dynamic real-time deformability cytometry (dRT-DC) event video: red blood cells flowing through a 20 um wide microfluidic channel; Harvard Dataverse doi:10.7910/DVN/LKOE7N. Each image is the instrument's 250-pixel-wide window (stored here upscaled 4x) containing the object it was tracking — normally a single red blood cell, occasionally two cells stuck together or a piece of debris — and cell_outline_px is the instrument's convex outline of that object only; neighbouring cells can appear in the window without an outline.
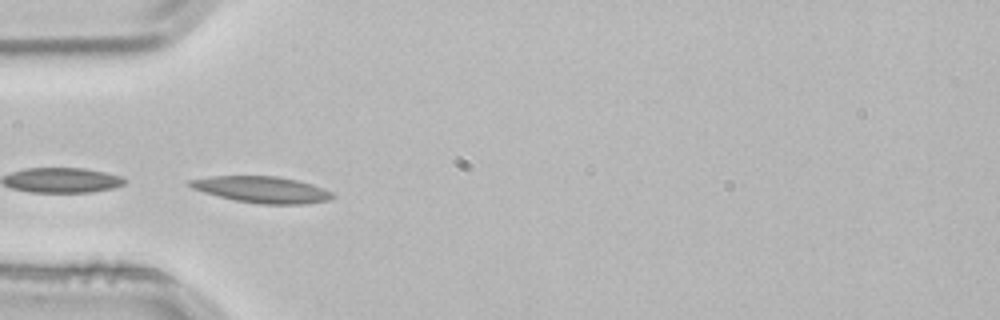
{"species": "common noctule bat (a hibernating species)", "species_latin": "Nyctalus noctula", "temperature_condition": "room temperature", "stored_images_in_passage": 1, "camera_frame_rate_fps": 3000, "um_per_image_px": 0.085, "animal": {"sex": "male", "body_mass_g": 21.5, "forearm_length_mm": 52.0}, "frame": {"image": 1, "passage_image": 1, "time_ms": 0.0, "image_size_px": [1000, 320], "cell_outline_px": [[336, 196], [328, 200], [304, 204], [260, 204], [236, 200], [204, 192], [192, 188], [188, 184], [188, 180], [212, 176], [276, 176], [296, 180], [312, 184], [324, 188], [332, 192]], "centroid_in_image_um": [22.29, 16.11], "position_along_channel_um": 62.7, "area_um2": 21.79}}